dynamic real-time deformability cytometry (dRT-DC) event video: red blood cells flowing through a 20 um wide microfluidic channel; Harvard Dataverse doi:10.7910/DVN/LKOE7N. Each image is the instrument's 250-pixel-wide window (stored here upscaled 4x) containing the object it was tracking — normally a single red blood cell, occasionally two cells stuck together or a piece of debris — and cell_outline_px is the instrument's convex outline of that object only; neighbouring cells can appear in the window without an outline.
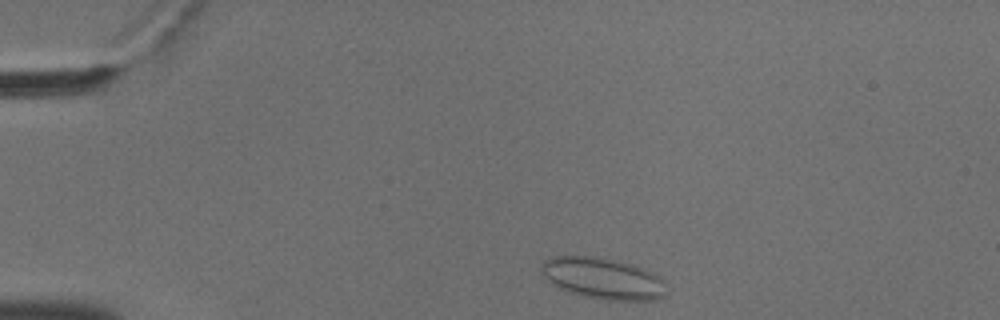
{"species": "common noctule bat (a hibernating species)", "species_latin": "Nyctalus noctula", "temperature_condition": "cold", "stored_images_in_passage": 46, "camera_frame_rate_fps": 3000, "um_per_image_px": 0.085, "animal": {"sex": "male", "body_mass_g": 18.8}, "frame": {"image": 1, "passage_image": 2, "time_ms": 0.333, "image_size_px": [1000, 320], "cell_outline_px": [[668, 296], [656, 300], [608, 300], [584, 296], [568, 292], [552, 284], [544, 276], [544, 260], [552, 256], [596, 256], [616, 260], [640, 268], [656, 276], [660, 280], [668, 292]], "centroid_in_image_um": [51.25, 23.68], "position_along_channel_um": 33.8, "area_um2": 29.65}}
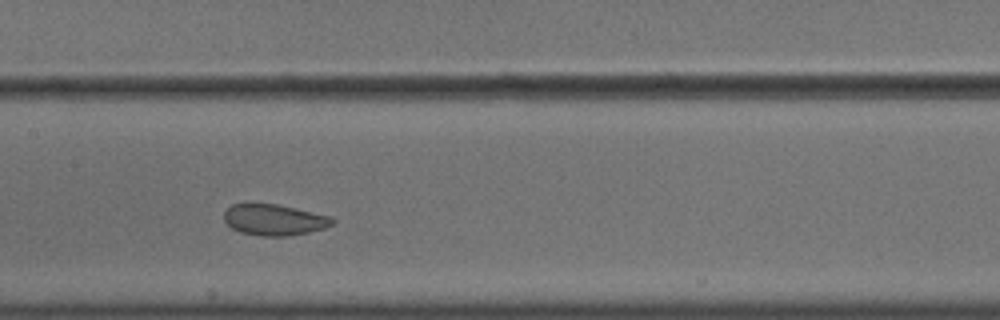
{"frame": {"image": 2, "passage_image": 19, "time_ms": 6.0, "image_size_px": [1000, 320], "cell_outline_px": [[336, 220], [332, 224], [324, 228], [308, 232], [284, 236], [260, 236], [240, 232], [232, 228], [224, 220], [224, 212], [232, 204], [276, 204], [328, 216]], "centroid_in_image_um": [23.27, 18.69], "position_along_channel_um": 184.1, "area_um2": 19.25}}
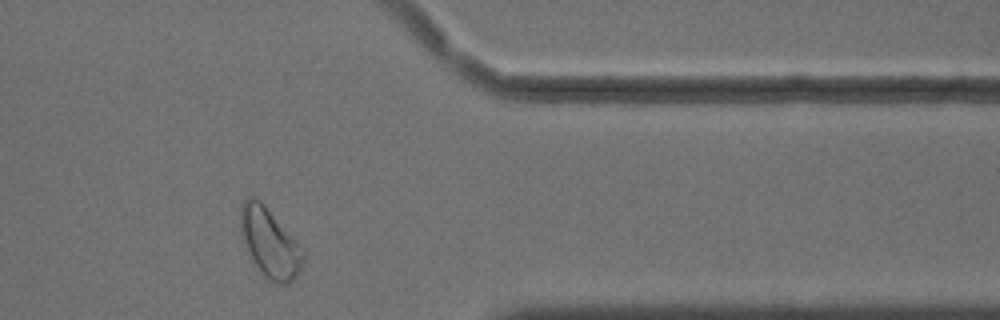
{"frame": {"image": 3, "passage_image": 37, "time_ms": 12.0, "image_size_px": [1000, 320], "cell_outline_px": [[304, 260], [296, 276], [288, 284], [280, 284], [264, 276], [252, 260], [248, 252], [240, 228], [240, 204], [248, 196], [252, 196], [260, 200], [264, 204], [304, 248]], "centroid_in_image_um": [22.93, 20.6], "position_along_channel_um": 388.5, "area_um2": 25.14}, "authors_computed_cell_mechanics": {"area_um2": 21.6172, "velocity_mm_per_s": 3.6017, "shape_relaxation_time_tau1_ms": 4.1311, "shape_relaxation_time_tau2_ms": 1.3681, "deformation_change_tau1": 0.0806, "deformation_change_tau2": 0.0592}}